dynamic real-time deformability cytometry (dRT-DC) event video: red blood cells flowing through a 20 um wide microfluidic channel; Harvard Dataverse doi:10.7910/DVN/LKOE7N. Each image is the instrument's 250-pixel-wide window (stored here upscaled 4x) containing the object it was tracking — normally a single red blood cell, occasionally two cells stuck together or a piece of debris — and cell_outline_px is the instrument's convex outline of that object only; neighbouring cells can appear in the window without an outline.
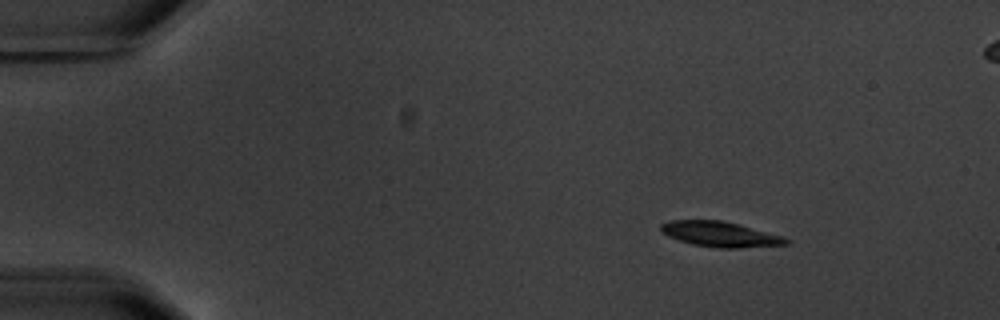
{"species": "common noctule bat (a hibernating species)", "species_latin": "Nyctalus noctula", "temperature_condition": "warm", "stored_images_in_passage": 6, "camera_frame_rate_fps": 3000, "um_per_image_px": 0.085, "animal": {"sex": "male", "body_mass_g": 20.1, "forearm_length_mm": 53.5}, "frame": {"image": 1, "passage_image": 1, "time_ms": 0.0, "image_size_px": [1000, 320], "cell_outline_px": [[792, 240], [788, 244], [740, 248], [716, 248], [692, 244], [668, 236], [660, 228], [660, 224], [668, 220], [720, 220], [736, 224], [780, 236]], "centroid_in_image_um": [61.18, 19.91], "position_along_channel_um": 23.8, "area_um2": 18.09}}
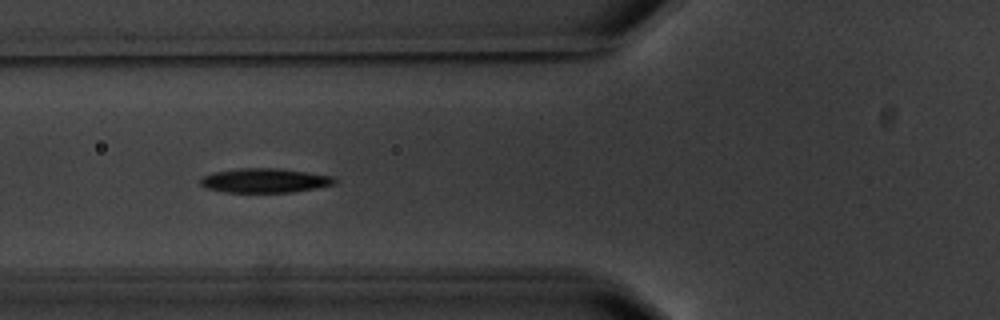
{"frame": {"image": 2, "passage_image": 5, "time_ms": 4.667, "image_size_px": [1000, 320], "cell_outline_px": [[336, 184], [316, 188], [292, 192], [224, 192], [204, 188], [200, 184], [200, 180], [204, 176], [212, 172], [240, 168], [280, 168], [332, 176], [336, 180]], "centroid_in_image_um": [22.48, 15.34], "position_along_channel_um": 103.3, "area_um2": 19.07}}